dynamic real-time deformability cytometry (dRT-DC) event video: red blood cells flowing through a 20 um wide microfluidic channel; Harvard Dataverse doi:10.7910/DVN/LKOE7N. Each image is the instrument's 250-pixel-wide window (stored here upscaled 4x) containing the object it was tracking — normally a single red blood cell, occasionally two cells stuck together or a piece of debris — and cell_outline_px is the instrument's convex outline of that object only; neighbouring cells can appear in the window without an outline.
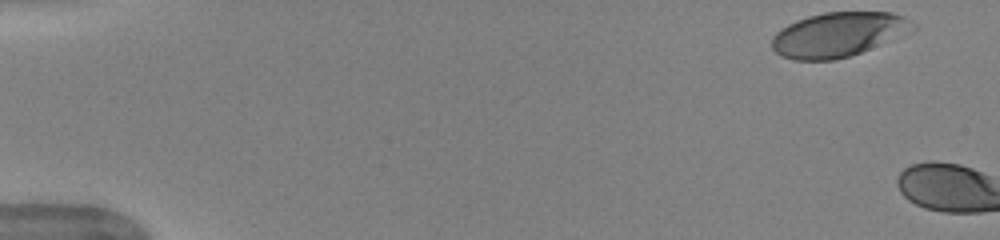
{"species": "human", "species_latin": "Homo sapiens", "temperature_condition": "warm", "stored_images_in_passage": 3, "camera_frame_rate_fps": 3000, "um_per_image_px": 0.085, "donor": {"sex": "female"}, "frame": {"image": 1, "passage_image": 1, "time_ms": 0.0, "image_size_px": [1000, 240], "cell_outline_px": [[920, 28], [860, 52], [848, 56], [832, 60], [796, 60], [780, 56], [772, 48], [772, 36], [776, 32], [788, 24], [796, 20], [808, 16], [824, 12], [892, 12], [904, 16], [916, 24]], "centroid_in_image_um": [71.27, 2.92], "position_along_channel_um": 13.7, "area_um2": 36.59}}